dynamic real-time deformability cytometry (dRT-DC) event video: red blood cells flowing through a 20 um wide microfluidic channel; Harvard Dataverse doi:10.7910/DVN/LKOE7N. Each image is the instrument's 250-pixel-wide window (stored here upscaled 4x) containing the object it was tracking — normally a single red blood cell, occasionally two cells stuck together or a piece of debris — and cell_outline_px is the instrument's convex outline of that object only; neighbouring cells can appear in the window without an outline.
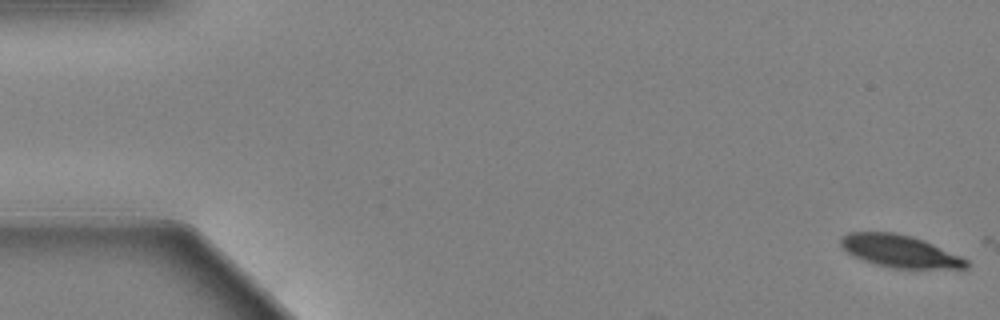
{"species": "Egyptian fruit bat (a non-hibernating species)", "species_latin": "Rousettus aegyptiacus", "temperature_condition": "warm", "stored_images_in_passage": 2, "camera_frame_rate_fps": 3000, "um_per_image_px": 0.085, "animal": {"sex": "female"}, "frame": {"image": 1, "passage_image": 1, "time_ms": 0.0, "image_size_px": [1000, 320], "cell_outline_px": [[968, 268], [892, 268], [876, 264], [852, 256], [840, 244], [840, 240], [848, 232], [896, 232], [912, 236], [924, 240], [960, 256], [968, 260]], "centroid_in_image_um": [76.48, 21.34], "position_along_channel_um": 8.5, "area_um2": 23.47}}